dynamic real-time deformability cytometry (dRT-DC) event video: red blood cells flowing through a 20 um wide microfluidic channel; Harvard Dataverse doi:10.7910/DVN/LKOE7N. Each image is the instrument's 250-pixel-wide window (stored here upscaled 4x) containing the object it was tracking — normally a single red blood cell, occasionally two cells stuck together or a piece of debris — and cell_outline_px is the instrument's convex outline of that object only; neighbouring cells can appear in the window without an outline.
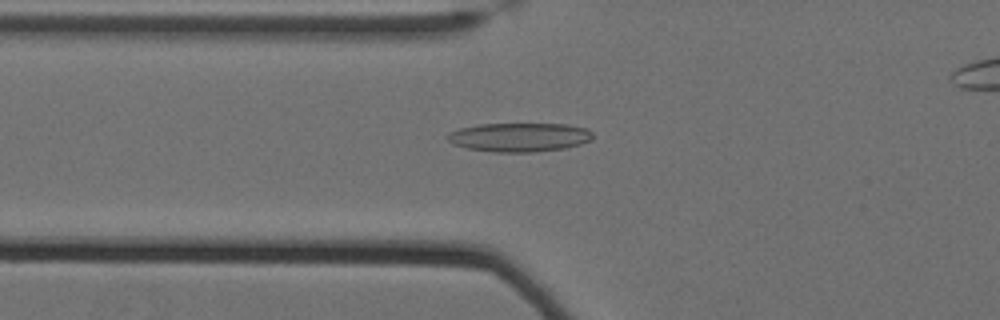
{"species": "Egyptian fruit bat (a non-hibernating species)", "species_latin": "Rousettus aegyptiacus", "temperature_condition": "cold", "stored_images_in_passage": 56, "camera_frame_rate_fps": 3000, "um_per_image_px": 0.085, "animal": {"sex": "female"}, "frame": {"image": 1, "passage_image": 23, "time_ms": 7.333, "image_size_px": [1000, 320], "cell_outline_px": [[592, 140], [580, 144], [564, 148], [536, 152], [492, 152], [468, 148], [452, 144], [444, 136], [448, 132], [460, 128], [480, 124], [564, 124], [588, 128], [592, 132]], "centroid_in_image_um": [44.12, 11.66], "position_along_channel_um": 81.7, "area_um2": 24.62}}
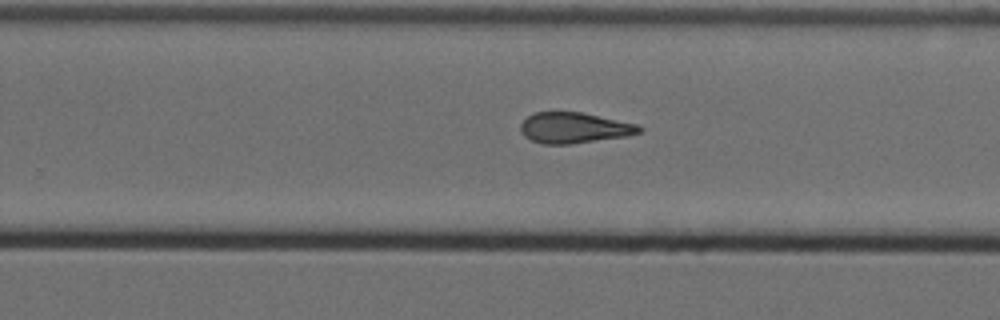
{"frame": {"image": 2, "passage_image": 40, "time_ms": 13.0, "image_size_px": [1000, 320], "cell_outline_px": [[644, 128], [640, 132], [624, 136], [572, 144], [540, 144], [524, 136], [520, 128], [520, 124], [528, 116], [536, 112], [580, 112], [636, 124]], "centroid_in_image_um": [48.76, 10.87], "position_along_channel_um": 281.0, "area_um2": 20.98}}
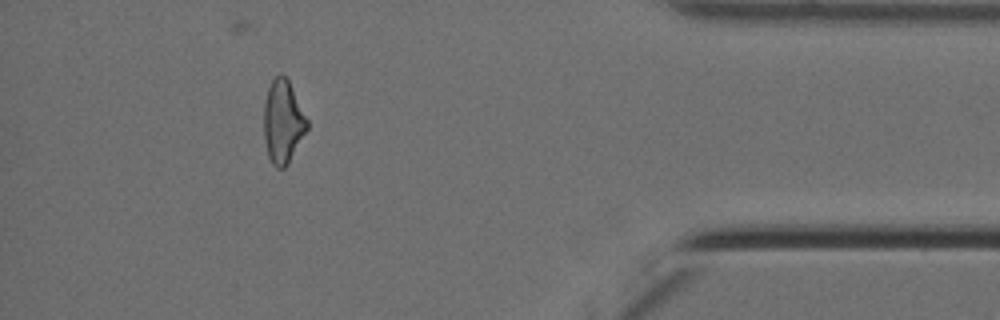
{"frame": {"image": 3, "passage_image": 54, "time_ms": 17.667, "image_size_px": [1000, 320], "cell_outline_px": [[308, 128], [288, 164], [284, 168], [276, 168], [272, 164], [268, 156], [264, 140], [264, 104], [268, 88], [272, 80], [280, 72], [288, 80], [308, 120]], "centroid_in_image_um": [24.04, 10.37], "position_along_channel_um": 411.2, "area_um2": 20.87}}